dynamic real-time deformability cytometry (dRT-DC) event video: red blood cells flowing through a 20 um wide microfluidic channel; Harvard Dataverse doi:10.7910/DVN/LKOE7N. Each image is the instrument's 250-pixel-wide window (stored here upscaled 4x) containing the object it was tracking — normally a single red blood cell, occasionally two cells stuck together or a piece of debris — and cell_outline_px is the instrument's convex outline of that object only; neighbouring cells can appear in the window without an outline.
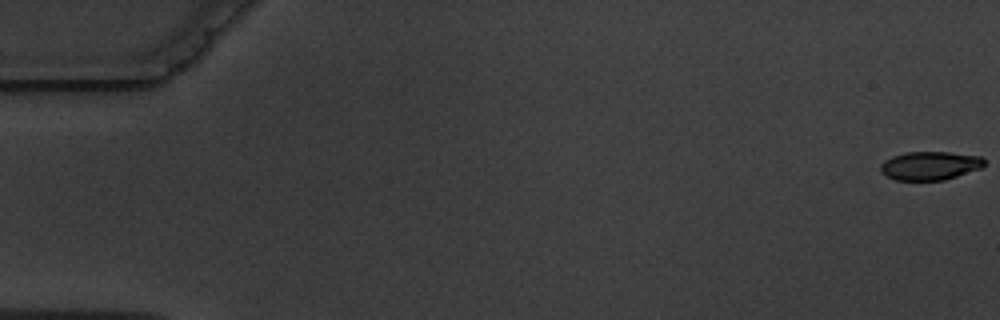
{"species": "common noctule bat (a hibernating species)", "species_latin": "Nyctalus noctula", "temperature_condition": "warm", "stored_images_in_passage": 14, "camera_frame_rate_fps": 3000, "um_per_image_px": 0.085, "animal": {"sex": "male", "body_mass_g": 19.5, "forearm_length_mm": 54.6}, "frame": {"image": 1, "passage_image": 1, "time_ms": 0.0, "image_size_px": [1000, 320], "cell_outline_px": [[984, 164], [980, 168], [944, 180], [896, 180], [880, 172], [880, 164], [884, 160], [892, 156], [908, 152], [948, 152], [980, 156], [984, 160]], "centroid_in_image_um": [79.01, 14.08], "position_along_channel_um": 6.0, "area_um2": 17.11}}
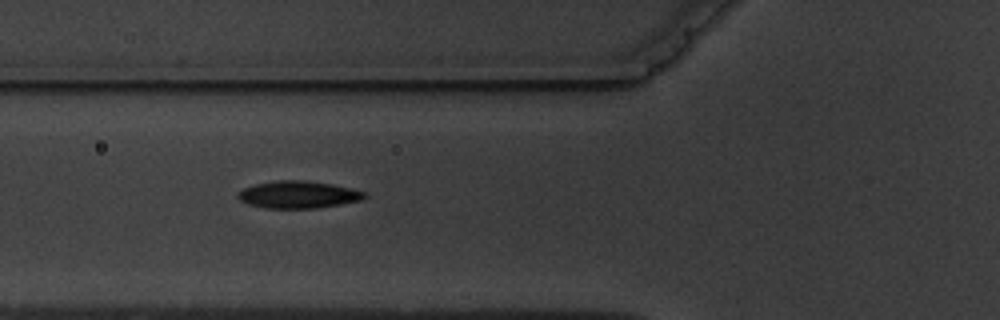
{"frame": {"image": 2, "passage_image": 6, "time_ms": 7.0, "image_size_px": [1000, 320], "cell_outline_px": [[368, 196], [364, 200], [316, 208], [268, 208], [248, 204], [240, 200], [236, 196], [244, 188], [256, 184], [276, 180], [304, 180], [332, 184], [352, 188], [364, 192]], "centroid_in_image_um": [25.39, 16.54], "position_along_channel_um": 100.4, "area_um2": 20.06}}
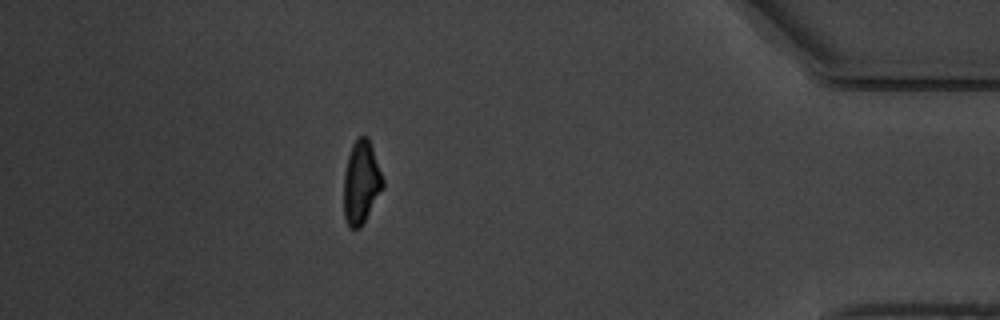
{"frame": {"image": 3, "passage_image": 14, "time_ms": 16.667, "image_size_px": [1000, 320], "cell_outline_px": [[384, 188], [360, 228], [348, 228], [344, 216], [344, 172], [348, 156], [352, 144], [360, 136], [368, 136], [384, 180]], "centroid_in_image_um": [30.7, 15.52], "position_along_channel_um": 404.5, "area_um2": 18.96}, "authors_computed_cell_mechanics": {"area_um2": 19.5364, "velocity_mm_per_s": 3.6013, "shape_relaxation_time_tau1_ms": 4.8909, "shape_relaxation_time_tau2_ms": 1.8194, "deformation_change_tau1": 0.1574, "deformation_change_tau2": 0.0588}}